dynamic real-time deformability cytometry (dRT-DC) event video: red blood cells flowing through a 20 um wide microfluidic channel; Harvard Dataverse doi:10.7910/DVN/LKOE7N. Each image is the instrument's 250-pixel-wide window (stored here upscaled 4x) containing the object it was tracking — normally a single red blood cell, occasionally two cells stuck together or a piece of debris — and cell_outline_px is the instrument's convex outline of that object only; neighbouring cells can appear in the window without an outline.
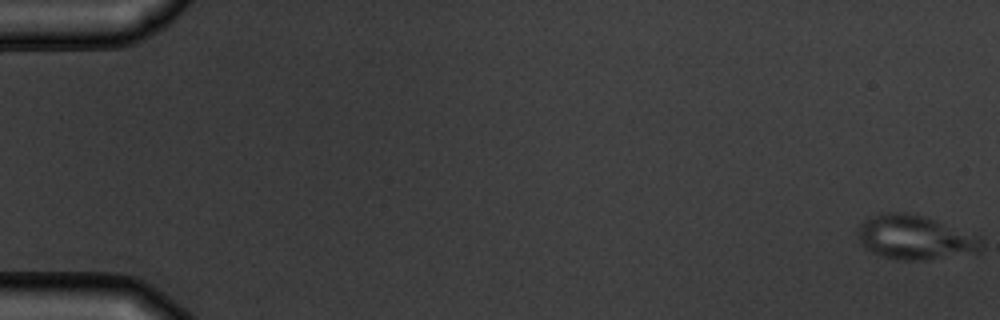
{"species": "common noctule bat (a hibernating species)", "species_latin": "Nyctalus noctula", "temperature_condition": "warm", "stored_images_in_passage": 6, "camera_frame_rate_fps": 3000, "um_per_image_px": 0.085, "animal": {"sex": "male", "body_mass_g": 19.5, "forearm_length_mm": 54.6}, "frame": {"image": 1, "passage_image": 1, "time_ms": 0.0, "image_size_px": [1000, 320], "cell_outline_px": [[984, 248], [976, 252], [924, 260], [896, 260], [880, 256], [864, 248], [860, 244], [856, 236], [860, 224], [876, 216], [888, 212], [904, 212], [924, 216], [980, 236], [984, 240]], "centroid_in_image_um": [77.78, 20.2], "position_along_channel_um": 7.2, "area_um2": 31.85}}